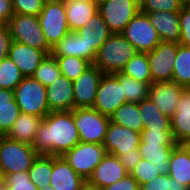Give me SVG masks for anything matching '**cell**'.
Wrapping results in <instances>:
<instances>
[{"label":"cell","instance_id":"cell-1","mask_svg":"<svg viewBox=\"0 0 190 190\" xmlns=\"http://www.w3.org/2000/svg\"><path fill=\"white\" fill-rule=\"evenodd\" d=\"M80 142L72 111L48 113L33 140L38 155L62 156Z\"/></svg>","mask_w":190,"mask_h":190},{"label":"cell","instance_id":"cell-2","mask_svg":"<svg viewBox=\"0 0 190 190\" xmlns=\"http://www.w3.org/2000/svg\"><path fill=\"white\" fill-rule=\"evenodd\" d=\"M137 52L121 33L111 34L100 46L93 64L104 74H115L121 72Z\"/></svg>","mask_w":190,"mask_h":190},{"label":"cell","instance_id":"cell-3","mask_svg":"<svg viewBox=\"0 0 190 190\" xmlns=\"http://www.w3.org/2000/svg\"><path fill=\"white\" fill-rule=\"evenodd\" d=\"M37 156L32 145L0 136V169L3 176L28 171Z\"/></svg>","mask_w":190,"mask_h":190},{"label":"cell","instance_id":"cell-4","mask_svg":"<svg viewBox=\"0 0 190 190\" xmlns=\"http://www.w3.org/2000/svg\"><path fill=\"white\" fill-rule=\"evenodd\" d=\"M14 98L21 113L45 117L50 113L46 87L32 76L24 77L14 90Z\"/></svg>","mask_w":190,"mask_h":190},{"label":"cell","instance_id":"cell-5","mask_svg":"<svg viewBox=\"0 0 190 190\" xmlns=\"http://www.w3.org/2000/svg\"><path fill=\"white\" fill-rule=\"evenodd\" d=\"M38 20L51 48L70 32L64 0H45Z\"/></svg>","mask_w":190,"mask_h":190},{"label":"cell","instance_id":"cell-6","mask_svg":"<svg viewBox=\"0 0 190 190\" xmlns=\"http://www.w3.org/2000/svg\"><path fill=\"white\" fill-rule=\"evenodd\" d=\"M73 117L80 142L104 143L110 117L102 115L92 107L74 108Z\"/></svg>","mask_w":190,"mask_h":190},{"label":"cell","instance_id":"cell-7","mask_svg":"<svg viewBox=\"0 0 190 190\" xmlns=\"http://www.w3.org/2000/svg\"><path fill=\"white\" fill-rule=\"evenodd\" d=\"M7 26L12 40L42 50L47 55L51 54L52 48L45 39L37 16L14 13Z\"/></svg>","mask_w":190,"mask_h":190},{"label":"cell","instance_id":"cell-8","mask_svg":"<svg viewBox=\"0 0 190 190\" xmlns=\"http://www.w3.org/2000/svg\"><path fill=\"white\" fill-rule=\"evenodd\" d=\"M106 154L103 144L79 142L62 157L79 176L88 181Z\"/></svg>","mask_w":190,"mask_h":190},{"label":"cell","instance_id":"cell-9","mask_svg":"<svg viewBox=\"0 0 190 190\" xmlns=\"http://www.w3.org/2000/svg\"><path fill=\"white\" fill-rule=\"evenodd\" d=\"M124 103L126 97L123 95V74H103L92 108L110 117Z\"/></svg>","mask_w":190,"mask_h":190},{"label":"cell","instance_id":"cell-10","mask_svg":"<svg viewBox=\"0 0 190 190\" xmlns=\"http://www.w3.org/2000/svg\"><path fill=\"white\" fill-rule=\"evenodd\" d=\"M139 11V0H107L97 9L112 34L122 33Z\"/></svg>","mask_w":190,"mask_h":190},{"label":"cell","instance_id":"cell-11","mask_svg":"<svg viewBox=\"0 0 190 190\" xmlns=\"http://www.w3.org/2000/svg\"><path fill=\"white\" fill-rule=\"evenodd\" d=\"M138 52L152 51L160 42L155 27L146 13L141 11L127 24L121 33Z\"/></svg>","mask_w":190,"mask_h":190},{"label":"cell","instance_id":"cell-12","mask_svg":"<svg viewBox=\"0 0 190 190\" xmlns=\"http://www.w3.org/2000/svg\"><path fill=\"white\" fill-rule=\"evenodd\" d=\"M177 56V43L161 41L147 52L152 81H172L173 65Z\"/></svg>","mask_w":190,"mask_h":190},{"label":"cell","instance_id":"cell-13","mask_svg":"<svg viewBox=\"0 0 190 190\" xmlns=\"http://www.w3.org/2000/svg\"><path fill=\"white\" fill-rule=\"evenodd\" d=\"M103 74L99 68L92 64L72 81L75 108L93 107Z\"/></svg>","mask_w":190,"mask_h":190},{"label":"cell","instance_id":"cell-14","mask_svg":"<svg viewBox=\"0 0 190 190\" xmlns=\"http://www.w3.org/2000/svg\"><path fill=\"white\" fill-rule=\"evenodd\" d=\"M140 142L141 133L110 121L103 145L107 153L129 154L138 148Z\"/></svg>","mask_w":190,"mask_h":190},{"label":"cell","instance_id":"cell-15","mask_svg":"<svg viewBox=\"0 0 190 190\" xmlns=\"http://www.w3.org/2000/svg\"><path fill=\"white\" fill-rule=\"evenodd\" d=\"M183 90L184 87L173 81L154 82L150 85L148 98L163 114L172 117Z\"/></svg>","mask_w":190,"mask_h":190},{"label":"cell","instance_id":"cell-16","mask_svg":"<svg viewBox=\"0 0 190 190\" xmlns=\"http://www.w3.org/2000/svg\"><path fill=\"white\" fill-rule=\"evenodd\" d=\"M127 174L129 173L120 162L119 157L111 153H107L96 166L87 183L99 190L118 182Z\"/></svg>","mask_w":190,"mask_h":190},{"label":"cell","instance_id":"cell-17","mask_svg":"<svg viewBox=\"0 0 190 190\" xmlns=\"http://www.w3.org/2000/svg\"><path fill=\"white\" fill-rule=\"evenodd\" d=\"M46 99L50 112L72 111L75 108L72 81L62 74L46 86Z\"/></svg>","mask_w":190,"mask_h":190},{"label":"cell","instance_id":"cell-18","mask_svg":"<svg viewBox=\"0 0 190 190\" xmlns=\"http://www.w3.org/2000/svg\"><path fill=\"white\" fill-rule=\"evenodd\" d=\"M169 177L174 186L190 190V145L178 144L169 159Z\"/></svg>","mask_w":190,"mask_h":190},{"label":"cell","instance_id":"cell-19","mask_svg":"<svg viewBox=\"0 0 190 190\" xmlns=\"http://www.w3.org/2000/svg\"><path fill=\"white\" fill-rule=\"evenodd\" d=\"M46 55L42 50L14 40H12L8 52V57L17 65L25 77L34 74Z\"/></svg>","mask_w":190,"mask_h":190},{"label":"cell","instance_id":"cell-20","mask_svg":"<svg viewBox=\"0 0 190 190\" xmlns=\"http://www.w3.org/2000/svg\"><path fill=\"white\" fill-rule=\"evenodd\" d=\"M86 183L62 156H53L51 187L56 190H80Z\"/></svg>","mask_w":190,"mask_h":190},{"label":"cell","instance_id":"cell-21","mask_svg":"<svg viewBox=\"0 0 190 190\" xmlns=\"http://www.w3.org/2000/svg\"><path fill=\"white\" fill-rule=\"evenodd\" d=\"M171 132L177 144L190 145V93L185 89L171 117Z\"/></svg>","mask_w":190,"mask_h":190},{"label":"cell","instance_id":"cell-22","mask_svg":"<svg viewBox=\"0 0 190 190\" xmlns=\"http://www.w3.org/2000/svg\"><path fill=\"white\" fill-rule=\"evenodd\" d=\"M177 145L176 142L141 141L138 149L141 158L155 164L160 174H168L169 159Z\"/></svg>","mask_w":190,"mask_h":190},{"label":"cell","instance_id":"cell-23","mask_svg":"<svg viewBox=\"0 0 190 190\" xmlns=\"http://www.w3.org/2000/svg\"><path fill=\"white\" fill-rule=\"evenodd\" d=\"M149 17L161 41L179 43L181 29L179 25V11L143 12Z\"/></svg>","mask_w":190,"mask_h":190},{"label":"cell","instance_id":"cell-24","mask_svg":"<svg viewBox=\"0 0 190 190\" xmlns=\"http://www.w3.org/2000/svg\"><path fill=\"white\" fill-rule=\"evenodd\" d=\"M51 54L54 57H80L89 61L91 64L95 62L97 56L94 50H87V44L77 32H69L64 36L52 47Z\"/></svg>","mask_w":190,"mask_h":190},{"label":"cell","instance_id":"cell-25","mask_svg":"<svg viewBox=\"0 0 190 190\" xmlns=\"http://www.w3.org/2000/svg\"><path fill=\"white\" fill-rule=\"evenodd\" d=\"M70 32H76L97 13L98 5L93 0H64Z\"/></svg>","mask_w":190,"mask_h":190},{"label":"cell","instance_id":"cell-26","mask_svg":"<svg viewBox=\"0 0 190 190\" xmlns=\"http://www.w3.org/2000/svg\"><path fill=\"white\" fill-rule=\"evenodd\" d=\"M76 32L83 37V40L87 44V50H94L96 53L112 34L98 12Z\"/></svg>","mask_w":190,"mask_h":190},{"label":"cell","instance_id":"cell-27","mask_svg":"<svg viewBox=\"0 0 190 190\" xmlns=\"http://www.w3.org/2000/svg\"><path fill=\"white\" fill-rule=\"evenodd\" d=\"M42 120L43 117L20 113L5 136L11 140L32 145Z\"/></svg>","mask_w":190,"mask_h":190},{"label":"cell","instance_id":"cell-28","mask_svg":"<svg viewBox=\"0 0 190 190\" xmlns=\"http://www.w3.org/2000/svg\"><path fill=\"white\" fill-rule=\"evenodd\" d=\"M138 106L142 117L143 130L171 131V117L163 114L149 98L138 103Z\"/></svg>","mask_w":190,"mask_h":190},{"label":"cell","instance_id":"cell-29","mask_svg":"<svg viewBox=\"0 0 190 190\" xmlns=\"http://www.w3.org/2000/svg\"><path fill=\"white\" fill-rule=\"evenodd\" d=\"M110 121L139 133L143 130L138 103L126 102L122 104L110 116Z\"/></svg>","mask_w":190,"mask_h":190},{"label":"cell","instance_id":"cell-30","mask_svg":"<svg viewBox=\"0 0 190 190\" xmlns=\"http://www.w3.org/2000/svg\"><path fill=\"white\" fill-rule=\"evenodd\" d=\"M52 167L53 156L50 155H38L32 162L28 173L31 182L36 185L39 190L50 185Z\"/></svg>","mask_w":190,"mask_h":190},{"label":"cell","instance_id":"cell-31","mask_svg":"<svg viewBox=\"0 0 190 190\" xmlns=\"http://www.w3.org/2000/svg\"><path fill=\"white\" fill-rule=\"evenodd\" d=\"M122 74L139 82L153 83L147 52H137L125 65Z\"/></svg>","mask_w":190,"mask_h":190},{"label":"cell","instance_id":"cell-32","mask_svg":"<svg viewBox=\"0 0 190 190\" xmlns=\"http://www.w3.org/2000/svg\"><path fill=\"white\" fill-rule=\"evenodd\" d=\"M172 81L185 87L190 83V47L177 43V56L173 65Z\"/></svg>","mask_w":190,"mask_h":190},{"label":"cell","instance_id":"cell-33","mask_svg":"<svg viewBox=\"0 0 190 190\" xmlns=\"http://www.w3.org/2000/svg\"><path fill=\"white\" fill-rule=\"evenodd\" d=\"M24 77L20 69L9 57L0 62L1 89L15 90Z\"/></svg>","mask_w":190,"mask_h":190},{"label":"cell","instance_id":"cell-34","mask_svg":"<svg viewBox=\"0 0 190 190\" xmlns=\"http://www.w3.org/2000/svg\"><path fill=\"white\" fill-rule=\"evenodd\" d=\"M59 75H61V71L56 58L52 54H48L32 77L46 87L52 84Z\"/></svg>","mask_w":190,"mask_h":190},{"label":"cell","instance_id":"cell-35","mask_svg":"<svg viewBox=\"0 0 190 190\" xmlns=\"http://www.w3.org/2000/svg\"><path fill=\"white\" fill-rule=\"evenodd\" d=\"M61 74L66 76L69 80L74 81L80 74H82L92 64L80 57L66 56L55 57Z\"/></svg>","mask_w":190,"mask_h":190},{"label":"cell","instance_id":"cell-36","mask_svg":"<svg viewBox=\"0 0 190 190\" xmlns=\"http://www.w3.org/2000/svg\"><path fill=\"white\" fill-rule=\"evenodd\" d=\"M151 84L139 82L123 74V95L126 97V102L140 103L147 99Z\"/></svg>","mask_w":190,"mask_h":190},{"label":"cell","instance_id":"cell-37","mask_svg":"<svg viewBox=\"0 0 190 190\" xmlns=\"http://www.w3.org/2000/svg\"><path fill=\"white\" fill-rule=\"evenodd\" d=\"M2 190H39L29 177L28 171L16 172L4 176Z\"/></svg>","mask_w":190,"mask_h":190},{"label":"cell","instance_id":"cell-38","mask_svg":"<svg viewBox=\"0 0 190 190\" xmlns=\"http://www.w3.org/2000/svg\"><path fill=\"white\" fill-rule=\"evenodd\" d=\"M139 8L141 12H170L180 11L182 5L178 0H139Z\"/></svg>","mask_w":190,"mask_h":190},{"label":"cell","instance_id":"cell-39","mask_svg":"<svg viewBox=\"0 0 190 190\" xmlns=\"http://www.w3.org/2000/svg\"><path fill=\"white\" fill-rule=\"evenodd\" d=\"M132 177L138 182L139 186L145 182L152 180L155 176L159 175L155 164L141 158L140 162L136 165L135 169L130 173Z\"/></svg>","mask_w":190,"mask_h":190},{"label":"cell","instance_id":"cell-40","mask_svg":"<svg viewBox=\"0 0 190 190\" xmlns=\"http://www.w3.org/2000/svg\"><path fill=\"white\" fill-rule=\"evenodd\" d=\"M45 0H12L13 11L16 14L39 16Z\"/></svg>","mask_w":190,"mask_h":190},{"label":"cell","instance_id":"cell-41","mask_svg":"<svg viewBox=\"0 0 190 190\" xmlns=\"http://www.w3.org/2000/svg\"><path fill=\"white\" fill-rule=\"evenodd\" d=\"M181 29L179 44L190 47V6H183L179 11Z\"/></svg>","mask_w":190,"mask_h":190},{"label":"cell","instance_id":"cell-42","mask_svg":"<svg viewBox=\"0 0 190 190\" xmlns=\"http://www.w3.org/2000/svg\"><path fill=\"white\" fill-rule=\"evenodd\" d=\"M19 108L0 109V136H5L20 114Z\"/></svg>","mask_w":190,"mask_h":190},{"label":"cell","instance_id":"cell-43","mask_svg":"<svg viewBox=\"0 0 190 190\" xmlns=\"http://www.w3.org/2000/svg\"><path fill=\"white\" fill-rule=\"evenodd\" d=\"M175 188L168 174H159L140 185V190H173Z\"/></svg>","mask_w":190,"mask_h":190},{"label":"cell","instance_id":"cell-44","mask_svg":"<svg viewBox=\"0 0 190 190\" xmlns=\"http://www.w3.org/2000/svg\"><path fill=\"white\" fill-rule=\"evenodd\" d=\"M141 141L175 142L171 131L151 129L142 130Z\"/></svg>","mask_w":190,"mask_h":190},{"label":"cell","instance_id":"cell-45","mask_svg":"<svg viewBox=\"0 0 190 190\" xmlns=\"http://www.w3.org/2000/svg\"><path fill=\"white\" fill-rule=\"evenodd\" d=\"M99 190H140V186L131 174H127L123 179L119 180L118 182L103 187Z\"/></svg>","mask_w":190,"mask_h":190},{"label":"cell","instance_id":"cell-46","mask_svg":"<svg viewBox=\"0 0 190 190\" xmlns=\"http://www.w3.org/2000/svg\"><path fill=\"white\" fill-rule=\"evenodd\" d=\"M12 36L7 25H0V62L8 57Z\"/></svg>","mask_w":190,"mask_h":190},{"label":"cell","instance_id":"cell-47","mask_svg":"<svg viewBox=\"0 0 190 190\" xmlns=\"http://www.w3.org/2000/svg\"><path fill=\"white\" fill-rule=\"evenodd\" d=\"M119 157L120 162L123 164L124 168L130 174L136 167V165L140 162L141 156L139 149H135L132 153L129 154H113Z\"/></svg>","mask_w":190,"mask_h":190},{"label":"cell","instance_id":"cell-48","mask_svg":"<svg viewBox=\"0 0 190 190\" xmlns=\"http://www.w3.org/2000/svg\"><path fill=\"white\" fill-rule=\"evenodd\" d=\"M13 15L12 0H0V25H7Z\"/></svg>","mask_w":190,"mask_h":190},{"label":"cell","instance_id":"cell-49","mask_svg":"<svg viewBox=\"0 0 190 190\" xmlns=\"http://www.w3.org/2000/svg\"><path fill=\"white\" fill-rule=\"evenodd\" d=\"M2 108H19L14 98V90L0 88V109Z\"/></svg>","mask_w":190,"mask_h":190},{"label":"cell","instance_id":"cell-50","mask_svg":"<svg viewBox=\"0 0 190 190\" xmlns=\"http://www.w3.org/2000/svg\"><path fill=\"white\" fill-rule=\"evenodd\" d=\"M80 190H98V189L86 183Z\"/></svg>","mask_w":190,"mask_h":190},{"label":"cell","instance_id":"cell-51","mask_svg":"<svg viewBox=\"0 0 190 190\" xmlns=\"http://www.w3.org/2000/svg\"><path fill=\"white\" fill-rule=\"evenodd\" d=\"M179 3L183 6H190V0H178Z\"/></svg>","mask_w":190,"mask_h":190},{"label":"cell","instance_id":"cell-52","mask_svg":"<svg viewBox=\"0 0 190 190\" xmlns=\"http://www.w3.org/2000/svg\"><path fill=\"white\" fill-rule=\"evenodd\" d=\"M3 184H4V176H3L2 171L0 169V190H2Z\"/></svg>","mask_w":190,"mask_h":190},{"label":"cell","instance_id":"cell-53","mask_svg":"<svg viewBox=\"0 0 190 190\" xmlns=\"http://www.w3.org/2000/svg\"><path fill=\"white\" fill-rule=\"evenodd\" d=\"M97 5L107 1V0H93Z\"/></svg>","mask_w":190,"mask_h":190},{"label":"cell","instance_id":"cell-54","mask_svg":"<svg viewBox=\"0 0 190 190\" xmlns=\"http://www.w3.org/2000/svg\"><path fill=\"white\" fill-rule=\"evenodd\" d=\"M184 89H185L188 93H190V83H189L188 85H186V86L184 87Z\"/></svg>","mask_w":190,"mask_h":190},{"label":"cell","instance_id":"cell-55","mask_svg":"<svg viewBox=\"0 0 190 190\" xmlns=\"http://www.w3.org/2000/svg\"><path fill=\"white\" fill-rule=\"evenodd\" d=\"M41 190H56V189H54L53 187H51V186L49 185V186H47L46 188L41 189Z\"/></svg>","mask_w":190,"mask_h":190},{"label":"cell","instance_id":"cell-56","mask_svg":"<svg viewBox=\"0 0 190 190\" xmlns=\"http://www.w3.org/2000/svg\"><path fill=\"white\" fill-rule=\"evenodd\" d=\"M173 190H183V189L175 187Z\"/></svg>","mask_w":190,"mask_h":190}]
</instances>
